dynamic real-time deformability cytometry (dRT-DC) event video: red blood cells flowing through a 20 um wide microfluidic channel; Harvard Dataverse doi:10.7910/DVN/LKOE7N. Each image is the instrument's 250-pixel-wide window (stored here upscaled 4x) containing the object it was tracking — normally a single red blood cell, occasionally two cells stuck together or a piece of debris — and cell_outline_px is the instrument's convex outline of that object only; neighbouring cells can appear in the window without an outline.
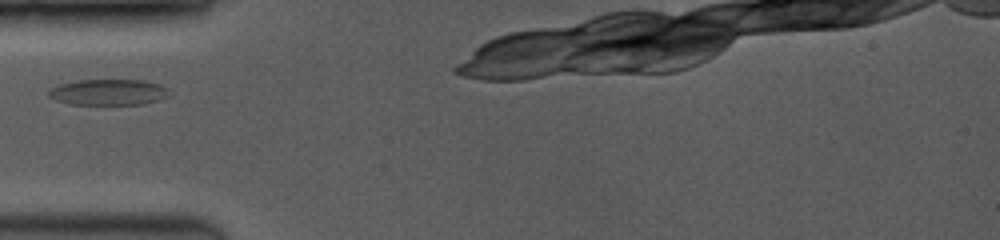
{"species": "common noctule bat (a hibernating species)", "species_latin": "Nyctalus noctula", "temperature_condition": "room temperature", "stored_images_in_passage": 10, "camera_frame_rate_fps": 3500, "um_per_image_px": 0.085, "animal": {"sex": "female", "body_mass_g": 19.0, "forearm_length_mm": 53.3}, "frame": {"image": 1, "passage_image": 2, "time_ms": 0.857, "image_size_px": [1000, 240], "cell_outline_px": [[168, 96], [156, 100], [140, 104], [72, 104], [56, 100], [48, 96], [48, 92], [52, 88], [60, 84], [76, 80], [140, 80], [160, 84], [168, 88]], "centroid_in_image_um": [9.2, 7.83], "position_along_channel_um": 75.8, "area_um2": 17.98}}
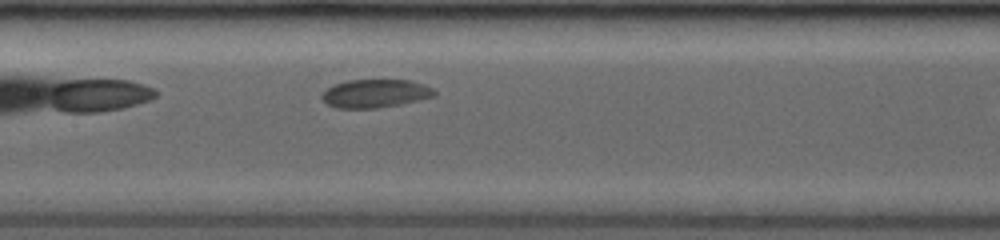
{"frame": {"image": 2, "passage_image": 7, "time_ms": 3.429, "image_size_px": [1000, 240], "cell_outline_px": [[436, 96], [400, 104], [380, 108], [336, 108], [328, 104], [320, 96], [328, 88], [336, 84], [348, 80], [412, 80], [424, 84], [432, 88], [436, 92]], "centroid_in_image_um": [31.93, 7.95], "position_along_channel_um": 175.5, "area_um2": 18.5}}
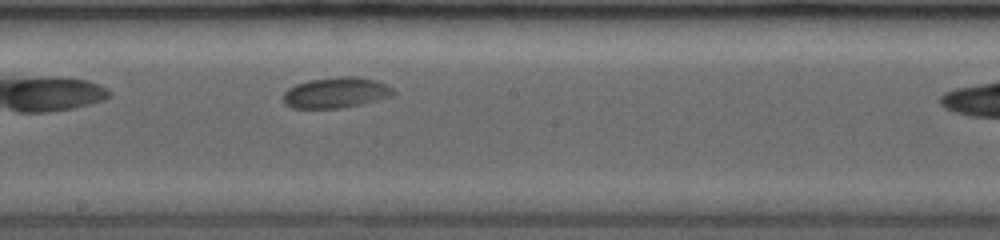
{"frame": {"image": 3, "passage_image": 9, "time_ms": 4.571, "image_size_px": [1000, 240], "cell_outline_px": [[396, 92], [392, 96], [344, 108], [292, 108], [284, 104], [280, 96], [288, 88], [296, 84], [308, 80], [340, 76], [356, 76], [376, 80], [392, 88]], "centroid_in_image_um": [28.5, 7.87], "position_along_channel_um": 219.7, "area_um2": 19.88}}